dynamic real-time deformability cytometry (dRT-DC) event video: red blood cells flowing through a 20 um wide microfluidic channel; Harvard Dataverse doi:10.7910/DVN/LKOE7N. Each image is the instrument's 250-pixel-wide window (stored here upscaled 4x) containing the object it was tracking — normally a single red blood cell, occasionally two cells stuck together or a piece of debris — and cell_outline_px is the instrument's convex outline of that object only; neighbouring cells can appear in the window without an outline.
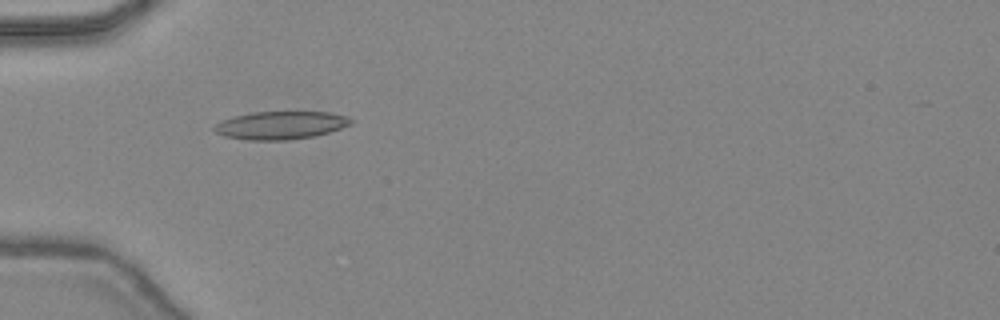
{"species": "common noctule bat (a hibernating species)", "species_latin": "Nyctalus noctula", "temperature_condition": "warm", "stored_images_in_passage": 40, "camera_frame_rate_fps": 3000, "um_per_image_px": 0.085, "animal": {"sex": "female", "body_mass_g": 24.6, "forearm_length_mm": 56.2}, "frame": {"image": 1, "passage_image": 9, "time_ms": 2.667, "image_size_px": [1000, 320], "cell_outline_px": [[352, 124], [316, 136], [288, 140], [248, 140], [224, 136], [216, 132], [212, 128], [220, 120], [232, 116], [252, 112], [328, 112], [348, 116], [352, 120]], "centroid_in_image_um": [23.83, 10.64], "position_along_channel_um": 61.2, "area_um2": 22.37}}
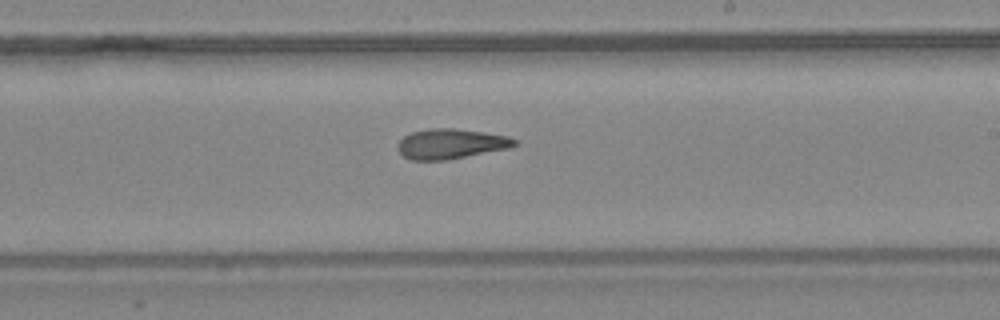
{"frame": {"image": 2, "passage_image": 22, "time_ms": 7.0, "image_size_px": [1000, 320], "cell_outline_px": [[516, 144], [508, 148], [448, 160], [412, 160], [404, 156], [396, 148], [400, 140], [404, 136], [412, 132], [432, 128], [456, 128], [484, 132], [508, 136], [516, 140]], "centroid_in_image_um": [38.3, 12.22], "position_along_channel_um": 250.7, "area_um2": 20.35}}
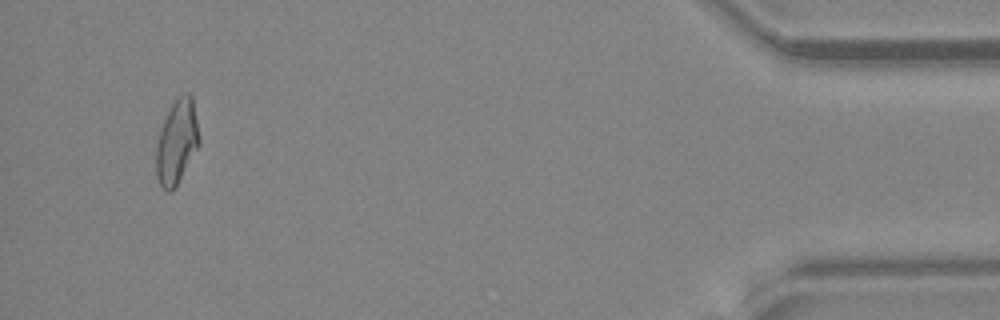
{"frame": {"image": 3, "passage_image": 38, "time_ms": 12.333, "image_size_px": [1000, 320], "cell_outline_px": [[200, 144], [176, 188], [172, 192], [168, 192], [160, 184], [156, 176], [156, 144], [164, 120], [172, 104], [180, 96], [188, 92], [192, 96], [200, 136]], "centroid_in_image_um": [15.04, 12.11], "position_along_channel_um": 420.2, "area_um2": 21.15}, "authors_computed_cell_mechanics": {"area_um2": 20.6057, "velocity_mm_per_s": 4.4855, "shape_relaxation_time_tau1_ms": null, "shape_relaxation_time_tau2_ms": 2.8755, "deformation_change_tau1": null, "deformation_change_tau2": 0.1229}}